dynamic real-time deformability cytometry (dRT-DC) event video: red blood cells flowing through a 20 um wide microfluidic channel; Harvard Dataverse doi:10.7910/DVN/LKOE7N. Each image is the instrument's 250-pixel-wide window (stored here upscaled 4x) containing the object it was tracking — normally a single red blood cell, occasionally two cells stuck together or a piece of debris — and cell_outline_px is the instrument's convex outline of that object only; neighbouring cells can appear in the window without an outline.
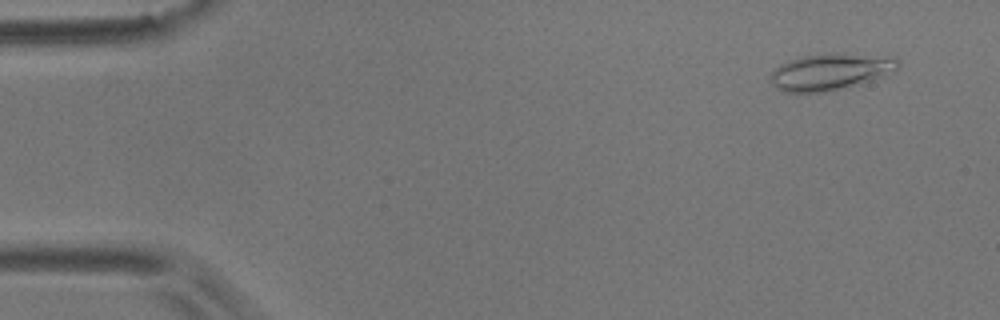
{"species": "common noctule bat (a hibernating species)", "species_latin": "Nyctalus noctula", "temperature_condition": "room temperature", "stored_images_in_passage": 6, "camera_frame_rate_fps": 3000, "um_per_image_px": 0.085, "animal": {"sex": "male", "body_mass_g": 17.9}, "frame": {"image": 1, "passage_image": 2, "time_ms": 0.333, "image_size_px": [1000, 320], "cell_outline_px": [[900, 64], [896, 72], [872, 80], [824, 92], [784, 92], [776, 88], [772, 84], [772, 72], [780, 64], [788, 60], [804, 56], [832, 52], [844, 52], [892, 56], [900, 60]], "centroid_in_image_um": [70.66, 6.06], "position_along_channel_um": 14.3, "area_um2": 27.51}}